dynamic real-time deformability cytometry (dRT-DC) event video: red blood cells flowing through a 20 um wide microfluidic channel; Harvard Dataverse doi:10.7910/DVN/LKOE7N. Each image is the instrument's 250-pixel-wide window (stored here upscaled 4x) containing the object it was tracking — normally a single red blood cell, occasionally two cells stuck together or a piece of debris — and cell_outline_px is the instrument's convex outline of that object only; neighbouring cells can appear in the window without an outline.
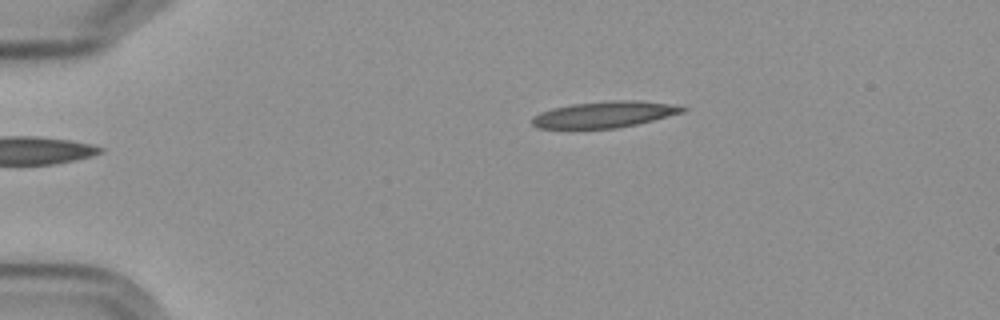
{"species": "Egyptian fruit bat (a non-hibernating species)", "species_latin": "Rousettus aegyptiacus", "temperature_condition": "cold", "stored_images_in_passage": 2, "camera_frame_rate_fps": 3000, "um_per_image_px": 0.085, "frame": {"image": 1, "passage_image": 2, "time_ms": 1.0, "image_size_px": [1000, 320], "cell_outline_px": [[688, 108], [684, 112], [636, 124], [616, 128], [536, 128], [532, 124], [532, 116], [540, 112], [552, 108], [572, 104], [612, 100], [640, 100], [668, 104]], "centroid_in_image_um": [51.34, 9.72], "position_along_channel_um": 33.7, "area_um2": 22.83}}